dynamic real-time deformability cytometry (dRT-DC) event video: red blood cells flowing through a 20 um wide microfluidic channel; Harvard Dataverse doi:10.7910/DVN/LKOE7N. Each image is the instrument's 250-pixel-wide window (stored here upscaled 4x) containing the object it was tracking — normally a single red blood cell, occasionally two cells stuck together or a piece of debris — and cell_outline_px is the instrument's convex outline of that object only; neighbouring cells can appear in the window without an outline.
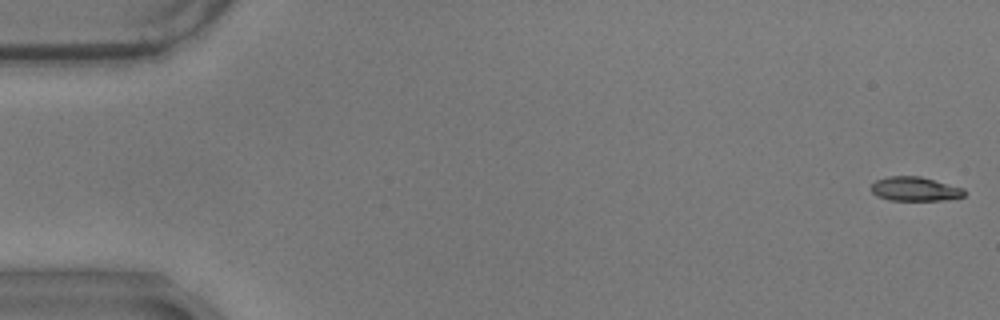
{"species": "common noctule bat (a hibernating species)", "species_latin": "Nyctalus noctula", "temperature_condition": "warm", "stored_images_in_passage": 58, "camera_frame_rate_fps": 3000, "um_per_image_px": 0.085, "animal": {"sex": "male", "body_mass_g": 17.9}, "frame": {"image": 1, "passage_image": 1, "time_ms": 0.0, "image_size_px": [1000, 320], "cell_outline_px": [[964, 196], [944, 200], [888, 200], [876, 196], [872, 192], [872, 184], [876, 180], [888, 176], [920, 176], [964, 188]], "centroid_in_image_um": [77.75, 16.06], "position_along_channel_um": 7.2, "area_um2": 13.06}}
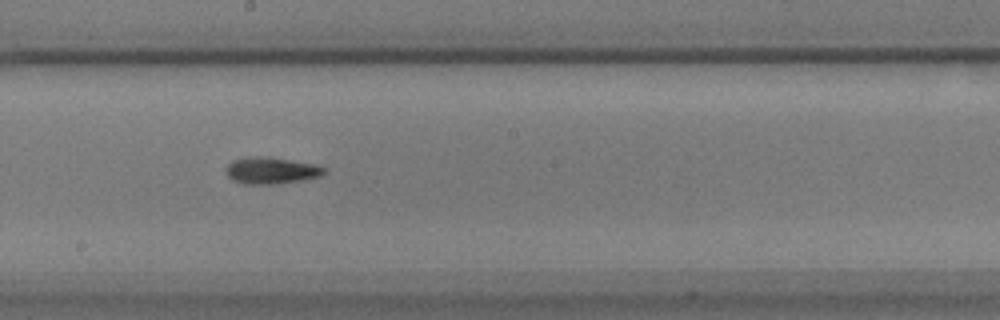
{"frame": {"image": 2, "passage_image": 32, "time_ms": 10.333, "image_size_px": [1000, 320], "cell_outline_px": [[328, 172], [320, 176], [304, 180], [276, 184], [244, 184], [232, 180], [224, 172], [224, 168], [232, 160], [256, 156], [268, 156], [316, 164], [324, 168]], "centroid_in_image_um": [23.05, 14.49], "position_along_channel_um": 225.2, "area_um2": 15.55}}
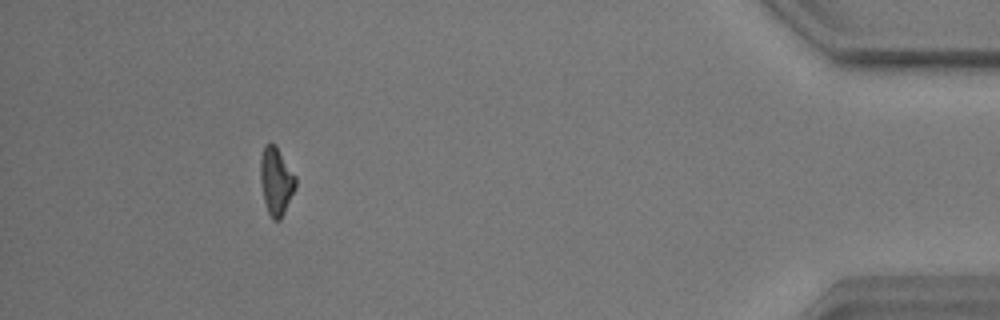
{"frame": {"image": 3, "passage_image": 53, "time_ms": 17.333, "image_size_px": [1000, 320], "cell_outline_px": [[296, 188], [280, 220], [272, 220], [268, 212], [264, 200], [260, 184], [260, 156], [264, 144], [276, 144], [296, 176]], "centroid_in_image_um": [23.46, 15.37], "position_along_channel_um": 411.7, "area_um2": 14.1}, "authors_computed_cell_mechanics": {"area_um2": 14.0454, "velocity_mm_per_s": 3.5087, "shape_relaxation_time_tau1_ms": 5.5995, "shape_relaxation_time_tau2_ms": 8.5516, "deformation_change_tau1": 0.1484, "deformation_change_tau2": 0.1865}}